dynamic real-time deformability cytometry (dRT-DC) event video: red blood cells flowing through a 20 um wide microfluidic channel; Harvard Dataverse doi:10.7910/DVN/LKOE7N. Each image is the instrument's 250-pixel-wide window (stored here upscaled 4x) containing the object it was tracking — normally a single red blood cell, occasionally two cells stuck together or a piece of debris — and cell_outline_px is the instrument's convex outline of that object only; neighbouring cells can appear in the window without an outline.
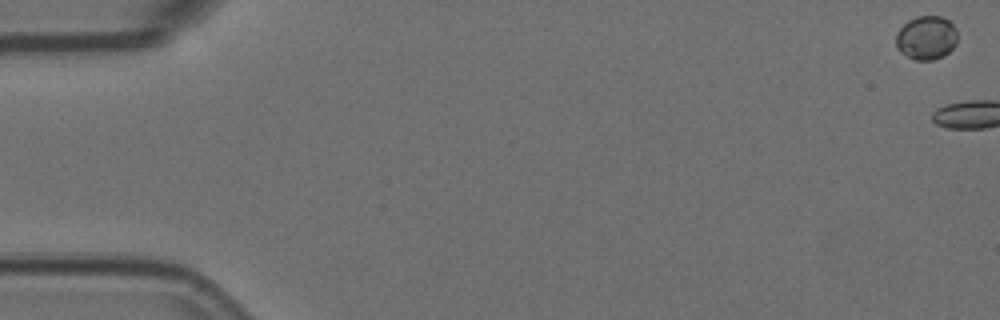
{"species": "Egyptian fruit bat (a non-hibernating species)", "species_latin": "Rousettus aegyptiacus", "temperature_condition": "room temperature", "stored_images_in_passage": 3, "camera_frame_rate_fps": 3000, "um_per_image_px": 0.085, "animal": {"sex": "female"}, "frame": {"image": 1, "passage_image": 1, "time_ms": 0.0, "image_size_px": [1000, 320], "cell_outline_px": [[956, 44], [944, 56], [932, 60], [916, 60], [900, 52], [896, 48], [896, 32], [908, 20], [916, 16], [940, 16], [948, 20], [956, 28]], "centroid_in_image_um": [78.72, 3.21], "position_along_channel_um": 6.3, "area_um2": 15.72}}